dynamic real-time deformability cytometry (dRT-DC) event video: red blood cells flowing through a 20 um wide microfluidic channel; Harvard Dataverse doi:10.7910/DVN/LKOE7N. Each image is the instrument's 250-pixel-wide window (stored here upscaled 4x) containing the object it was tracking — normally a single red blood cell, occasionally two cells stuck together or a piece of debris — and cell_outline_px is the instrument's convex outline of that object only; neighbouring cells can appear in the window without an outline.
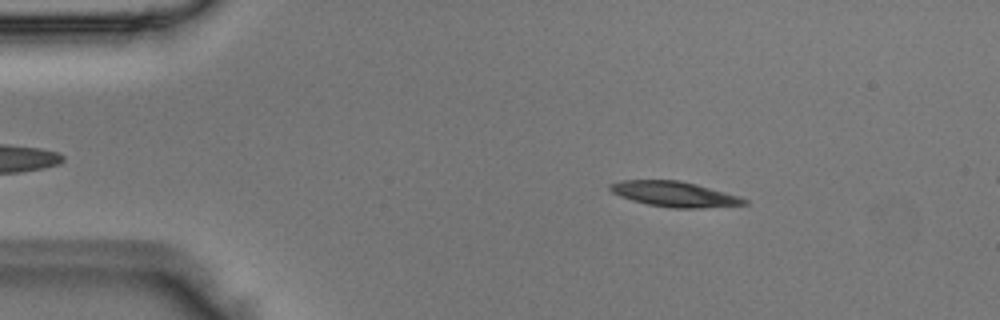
{"species": "Egyptian fruit bat (a non-hibernating species)", "species_latin": "Rousettus aegyptiacus", "temperature_condition": "room temperature", "stored_images_in_passage": 7, "camera_frame_rate_fps": 3000, "um_per_image_px": 0.085, "animal": {"sex": "male"}, "frame": {"image": 1, "passage_image": 2, "time_ms": 0.333, "image_size_px": [1000, 320], "cell_outline_px": [[748, 204], [700, 208], [676, 208], [648, 204], [632, 200], [620, 196], [612, 192], [608, 188], [608, 184], [620, 180], [680, 180], [696, 184], [740, 196], [748, 200]], "centroid_in_image_um": [57.32, 16.49], "position_along_channel_um": 27.7, "area_um2": 19.71}}
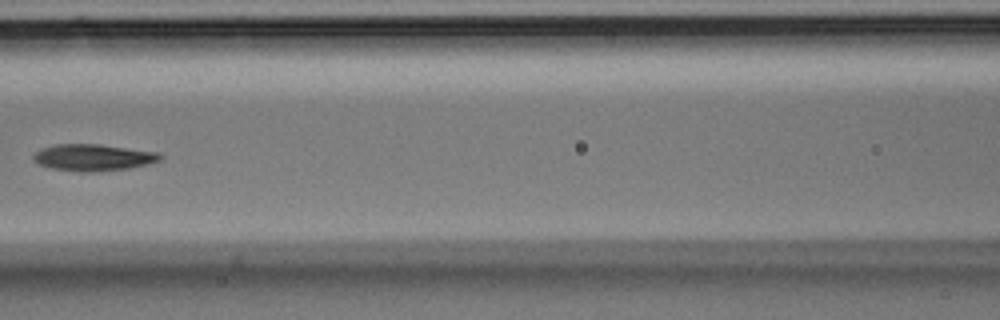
{"frame": {"image": 2, "passage_image": 6, "time_ms": 1.667, "image_size_px": [1000, 320], "cell_outline_px": [[164, 156], [160, 160], [148, 164], [128, 168], [92, 172], [80, 172], [52, 168], [40, 164], [32, 160], [32, 156], [40, 148], [56, 144], [100, 144], [160, 152]], "centroid_in_image_um": [7.94, 13.37], "position_along_channel_um": 158.7, "area_um2": 19.83}}
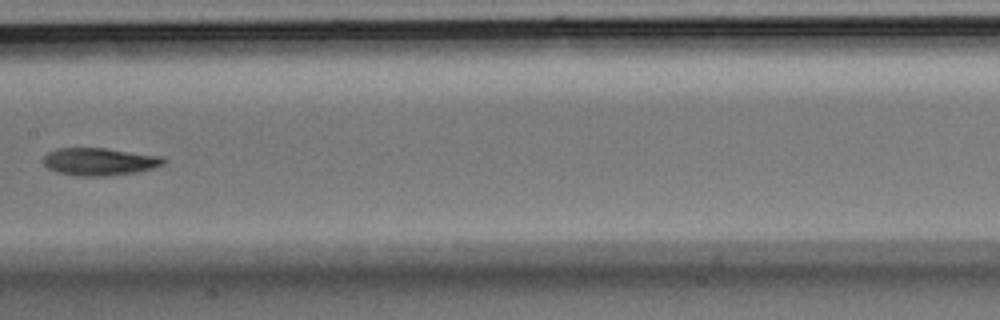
{"frame": {"image": 3, "passage_image": 7, "time_ms": 2.0, "image_size_px": [1000, 320], "cell_outline_px": [[168, 160], [164, 164], [152, 168], [136, 172], [108, 176], [76, 176], [56, 172], [48, 168], [44, 164], [44, 156], [48, 152], [56, 148], [104, 148], [164, 156]], "centroid_in_image_um": [8.47, 13.74], "position_along_channel_um": 198.9, "area_um2": 19.48}}